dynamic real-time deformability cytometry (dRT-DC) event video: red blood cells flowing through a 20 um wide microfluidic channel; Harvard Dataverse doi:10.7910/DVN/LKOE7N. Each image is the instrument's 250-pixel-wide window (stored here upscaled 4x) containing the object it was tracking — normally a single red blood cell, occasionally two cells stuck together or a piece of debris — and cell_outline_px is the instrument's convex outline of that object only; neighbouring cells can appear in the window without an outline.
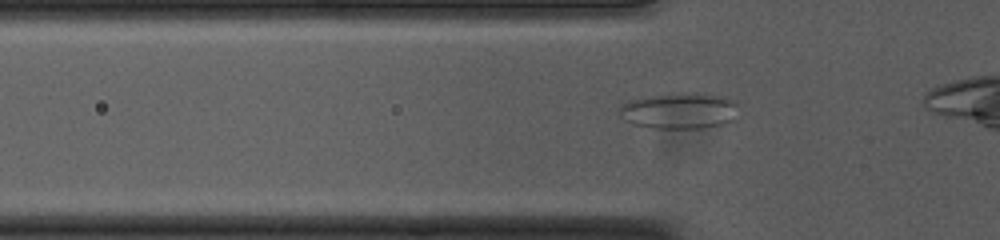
{"species": "common noctule bat (a hibernating species)", "species_latin": "Nyctalus noctula", "temperature_condition": "cold", "stored_images_in_passage": 36, "camera_frame_rate_fps": 3000, "um_per_image_px": 0.085, "animal": {"sex": "female", "body_mass_g": 23.0, "forearm_length_mm": 53.4}, "frame": {"image": 1, "passage_image": 6, "time_ms": 1.667, "image_size_px": [1000, 240], "cell_outline_px": [[736, 104], [732, 120], [724, 124], [700, 128], [652, 128], [632, 124], [624, 120], [616, 112], [620, 104], [640, 96], [724, 96], [736, 100]], "centroid_in_image_um": [57.62, 9.47], "position_along_channel_um": 68.2, "area_um2": 24.16}}
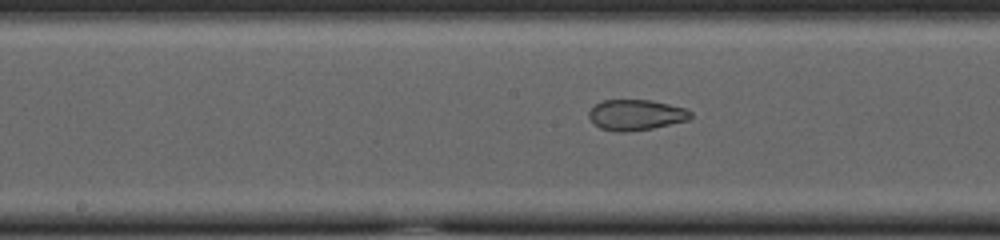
{"frame": {"image": 2, "passage_image": 16, "time_ms": 5.0, "image_size_px": [1000, 240], "cell_outline_px": [[692, 116], [688, 120], [652, 128], [624, 132], [616, 132], [600, 128], [588, 116], [588, 112], [600, 100], [652, 100], [688, 108], [692, 112]], "centroid_in_image_um": [54.08, 9.75], "position_along_channel_um": 194.1, "area_um2": 18.21}}
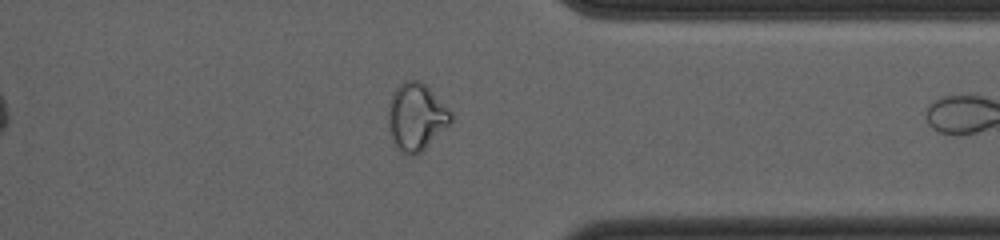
{"frame": {"image": 3, "passage_image": 31, "time_ms": 10.0, "image_size_px": [1000, 240], "cell_outline_px": [[452, 124], [416, 156], [408, 156], [400, 152], [392, 136], [388, 120], [388, 112], [392, 92], [404, 80], [420, 80], [452, 112]], "centroid_in_image_um": [35.4, 9.95], "position_along_channel_um": 376.0, "area_um2": 24.51}, "authors_computed_cell_mechanics": {"area_um2": 19.9699, "velocity_mm_per_s": 3.7663, "shape_relaxation_time_tau1_ms": null, "shape_relaxation_time_tau2_ms": 0.9773, "deformation_change_tau1": null, "deformation_change_tau2": 0.0573}}